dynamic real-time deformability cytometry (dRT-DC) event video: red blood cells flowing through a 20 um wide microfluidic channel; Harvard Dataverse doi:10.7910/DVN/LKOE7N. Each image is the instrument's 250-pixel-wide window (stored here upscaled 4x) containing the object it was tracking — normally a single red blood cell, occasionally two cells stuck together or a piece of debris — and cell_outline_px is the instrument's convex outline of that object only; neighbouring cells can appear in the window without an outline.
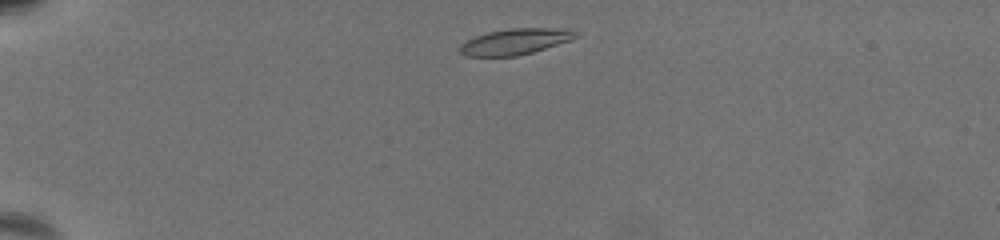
{"species": "common noctule bat (a hibernating species)", "species_latin": "Nyctalus noctula", "temperature_condition": "warm", "stored_images_in_passage": 54, "camera_frame_rate_fps": 3000, "um_per_image_px": 0.085, "animal": {"sex": "female", "body_mass_g": 19.5, "forearm_length_mm": 54.1}, "frame": {"image": 1, "passage_image": 3, "time_ms": 0.667, "image_size_px": [1000, 240], "cell_outline_px": [[580, 36], [572, 40], [532, 52], [516, 56], [464, 56], [460, 52], [460, 44], [476, 36], [488, 32], [508, 28], [576, 28], [580, 32]], "centroid_in_image_um": [43.9, 3.51], "position_along_channel_um": 41.1, "area_um2": 17.8}}
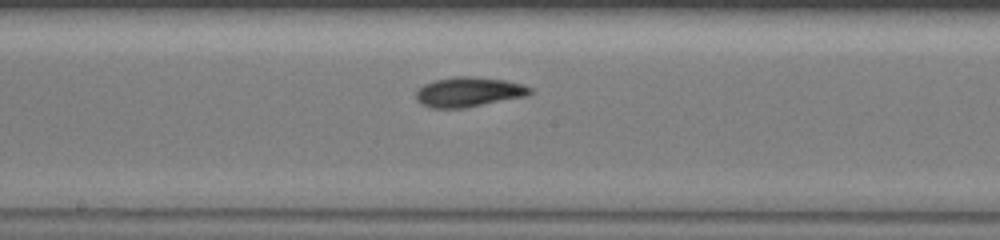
{"frame": {"image": 2, "passage_image": 25, "time_ms": 8.0, "image_size_px": [1000, 240], "cell_outline_px": [[532, 92], [528, 96], [464, 108], [428, 108], [420, 104], [416, 100], [416, 92], [424, 84], [436, 80], [456, 76], [472, 76], [508, 80], [532, 88]], "centroid_in_image_um": [39.84, 7.82], "position_along_channel_um": 208.4, "area_um2": 19.94}}
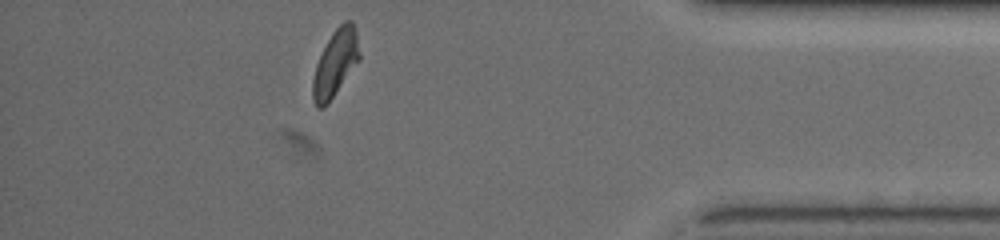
{"frame": {"image": 3, "passage_image": 47, "time_ms": 15.333, "image_size_px": [1000, 240], "cell_outline_px": [[360, 60], [332, 96], [320, 108], [312, 100], [312, 80], [316, 64], [332, 32], [344, 20], [352, 20], [356, 32], [360, 52]], "centroid_in_image_um": [28.52, 5.3], "position_along_channel_um": 406.7, "area_um2": 17.63}, "authors_computed_cell_mechanics": {"area_um2": 18.6405, "velocity_mm_per_s": 3.1117, "shape_relaxation_time_tau1_ms": 3.4822, "shape_relaxation_time_tau2_ms": 2.7395, "deformation_change_tau1": 0.1619, "deformation_change_tau2": 0.0799}}